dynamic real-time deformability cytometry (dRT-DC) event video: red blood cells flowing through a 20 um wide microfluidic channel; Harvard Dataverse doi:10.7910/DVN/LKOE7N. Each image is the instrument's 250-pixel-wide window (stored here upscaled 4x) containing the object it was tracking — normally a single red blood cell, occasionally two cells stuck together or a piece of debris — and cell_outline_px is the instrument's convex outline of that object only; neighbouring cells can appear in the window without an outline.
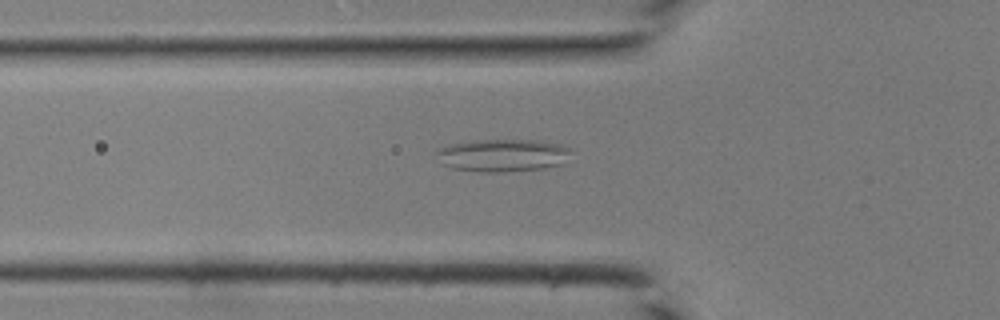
{"species": "common noctule bat (a hibernating species)", "species_latin": "Nyctalus noctula", "temperature_condition": "room temperature", "stored_images_in_passage": 29, "camera_frame_rate_fps": 3000, "um_per_image_px": 0.085, "animal": {"sex": "male", "body_mass_g": 19.0, "forearm_length_mm": 50.8}, "frame": {"image": 1, "passage_image": 2, "time_ms": 0.333, "image_size_px": [1000, 320], "cell_outline_px": [[568, 152], [564, 164], [544, 168], [500, 172], [480, 172], [452, 168], [440, 164], [432, 152], [436, 148], [448, 144], [468, 140], [544, 140], [560, 144], [568, 148]], "centroid_in_image_um": [42.6, 13.19], "position_along_channel_um": 83.2, "area_um2": 26.13}}
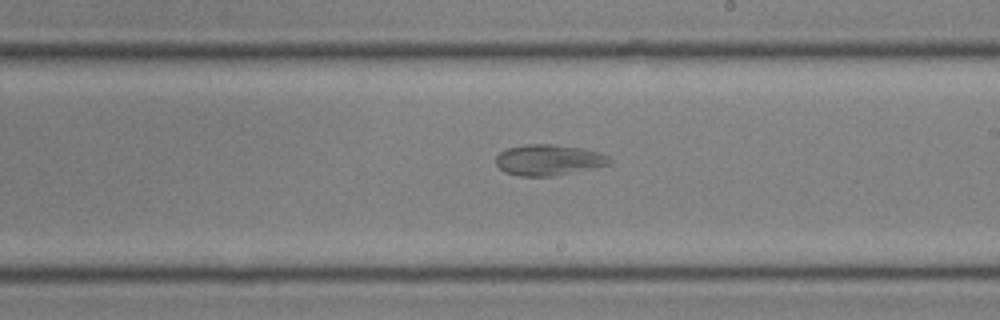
{"frame": {"image": 2, "passage_image": 12, "time_ms": 3.667, "image_size_px": [1000, 320], "cell_outline_px": [[612, 164], [552, 176], [520, 176], [504, 172], [496, 164], [496, 156], [500, 152], [508, 148], [524, 144], [552, 144], [580, 148], [596, 152], [608, 156], [612, 160]], "centroid_in_image_um": [46.61, 13.6], "position_along_channel_um": 242.4, "area_um2": 20.29}}
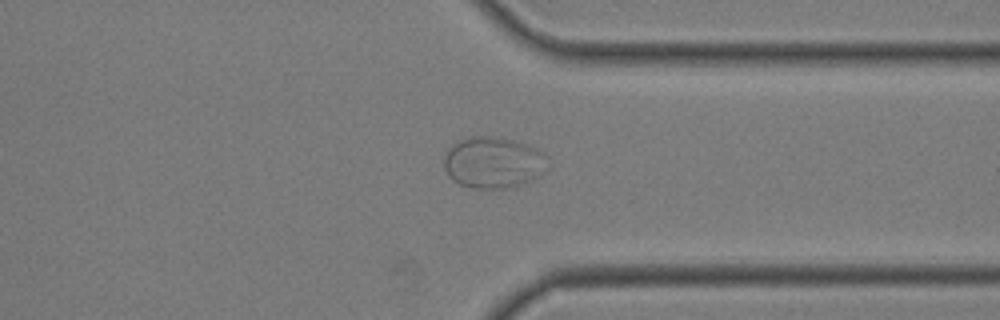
{"frame": {"image": 3, "passage_image": 20, "time_ms": 6.333, "image_size_px": [1000, 320], "cell_outline_px": [[548, 168], [540, 176], [532, 180], [520, 184], [504, 188], [472, 188], [460, 184], [452, 180], [448, 176], [444, 168], [444, 156], [452, 144], [460, 140], [472, 136], [500, 136], [536, 148], [544, 152], [548, 156]], "centroid_in_image_um": [41.95, 13.81], "position_along_channel_um": 369.5, "area_um2": 31.33}}